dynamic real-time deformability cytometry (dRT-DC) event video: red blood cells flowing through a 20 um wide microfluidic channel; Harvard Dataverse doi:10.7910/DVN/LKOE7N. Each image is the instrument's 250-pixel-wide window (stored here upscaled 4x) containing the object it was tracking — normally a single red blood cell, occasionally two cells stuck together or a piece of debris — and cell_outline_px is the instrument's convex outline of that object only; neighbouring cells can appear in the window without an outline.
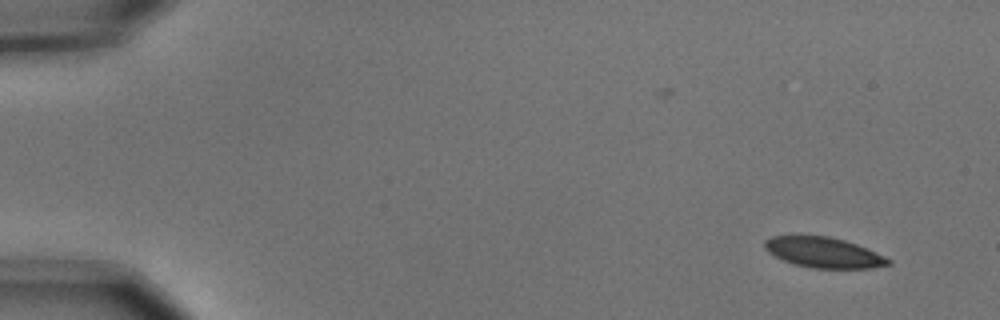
{"species": "common noctule bat (a hibernating species)", "species_latin": "Nyctalus noctula", "temperature_condition": "cold", "stored_images_in_passage": 8, "camera_frame_rate_fps": 3000, "um_per_image_px": 0.085, "animal": {"sex": "male", "body_mass_g": 15.6}, "frame": {"image": 1, "passage_image": 1, "time_ms": 0.0, "image_size_px": [1000, 320], "cell_outline_px": [[892, 264], [872, 268], [812, 268], [796, 264], [784, 260], [768, 252], [764, 248], [764, 240], [772, 236], [828, 236], [844, 240], [856, 244], [892, 260]], "centroid_in_image_um": [70.0, 21.46], "position_along_channel_um": 15.0, "area_um2": 21.62}}
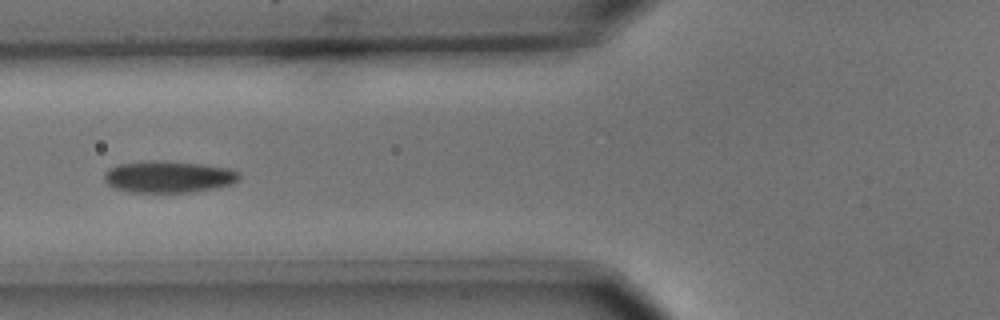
{"frame": {"image": 2, "passage_image": 6, "time_ms": 1.667, "image_size_px": [1000, 320], "cell_outline_px": [[240, 180], [232, 184], [216, 188], [192, 192], [128, 192], [116, 188], [108, 184], [104, 180], [104, 172], [120, 164], [148, 160], [160, 160], [200, 164], [228, 168], [240, 172]], "centroid_in_image_um": [14.35, 15.03], "position_along_channel_um": 111.4, "area_um2": 25.03}}
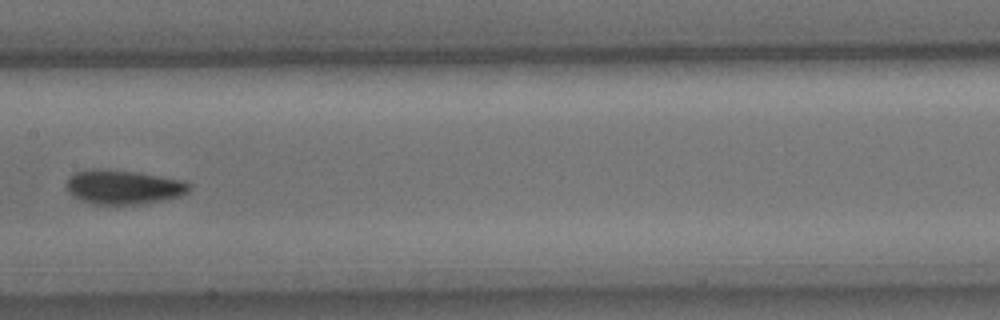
{"frame": {"image": 3, "passage_image": 8, "time_ms": 2.333, "image_size_px": [1000, 320], "cell_outline_px": [[192, 188], [188, 192], [180, 196], [164, 200], [144, 204], [92, 204], [80, 200], [72, 196], [68, 192], [64, 184], [76, 172], [92, 168], [108, 168], [136, 172], [184, 180]], "centroid_in_image_um": [10.47, 15.9], "position_along_channel_um": 196.9, "area_um2": 24.85}}